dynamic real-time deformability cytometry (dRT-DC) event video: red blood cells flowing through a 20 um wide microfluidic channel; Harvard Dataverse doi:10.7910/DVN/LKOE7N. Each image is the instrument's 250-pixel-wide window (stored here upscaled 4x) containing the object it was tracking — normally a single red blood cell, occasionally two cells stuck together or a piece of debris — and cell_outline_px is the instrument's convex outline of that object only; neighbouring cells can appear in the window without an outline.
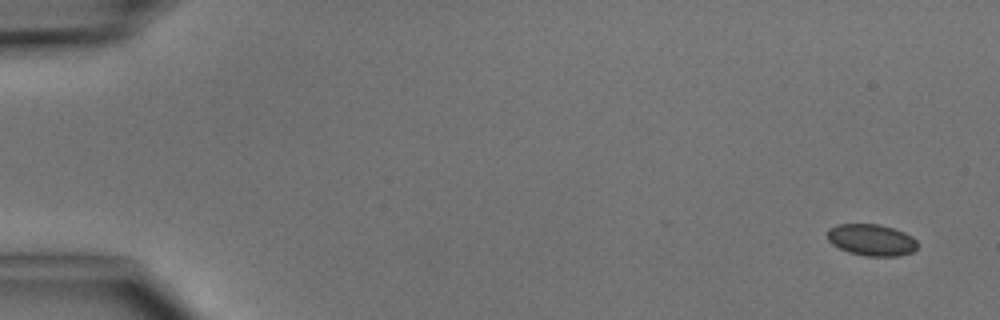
{"species": "common noctule bat (a hibernating species)", "species_latin": "Nyctalus noctula", "temperature_condition": "cold", "stored_images_in_passage": 4, "camera_frame_rate_fps": 3000, "um_per_image_px": 0.085, "animal": {"sex": "male", "body_mass_g": 15.6}, "frame": {"image": 1, "passage_image": 1, "time_ms": 0.0, "image_size_px": [1000, 320], "cell_outline_px": [[916, 248], [912, 252], [896, 256], [864, 256], [848, 252], [832, 244], [828, 240], [828, 228], [836, 224], [880, 224], [904, 232], [912, 236], [916, 240]], "centroid_in_image_um": [74.05, 20.39], "position_along_channel_um": 10.9, "area_um2": 16.59}}
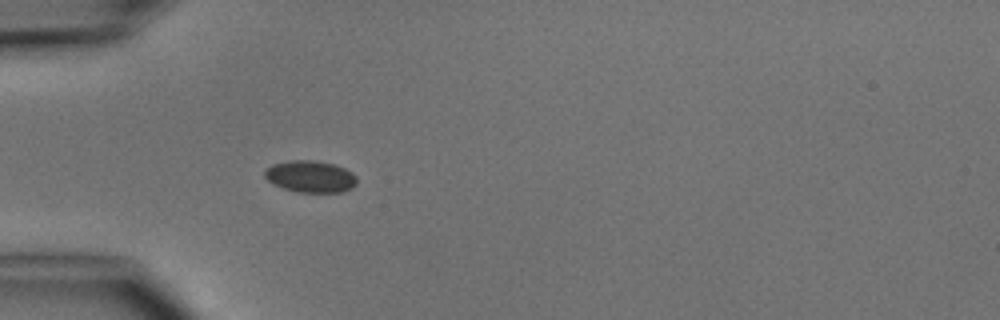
{"frame": {"image": 2, "passage_image": 4, "time_ms": 4.333, "image_size_px": [1000, 320], "cell_outline_px": [[356, 184], [352, 188], [340, 192], [296, 192], [284, 188], [268, 180], [264, 176], [264, 168], [272, 164], [288, 160], [312, 160], [332, 164], [344, 168], [352, 172], [356, 176]], "centroid_in_image_um": [26.37, 14.99], "position_along_channel_um": 58.6, "area_um2": 17.05}}